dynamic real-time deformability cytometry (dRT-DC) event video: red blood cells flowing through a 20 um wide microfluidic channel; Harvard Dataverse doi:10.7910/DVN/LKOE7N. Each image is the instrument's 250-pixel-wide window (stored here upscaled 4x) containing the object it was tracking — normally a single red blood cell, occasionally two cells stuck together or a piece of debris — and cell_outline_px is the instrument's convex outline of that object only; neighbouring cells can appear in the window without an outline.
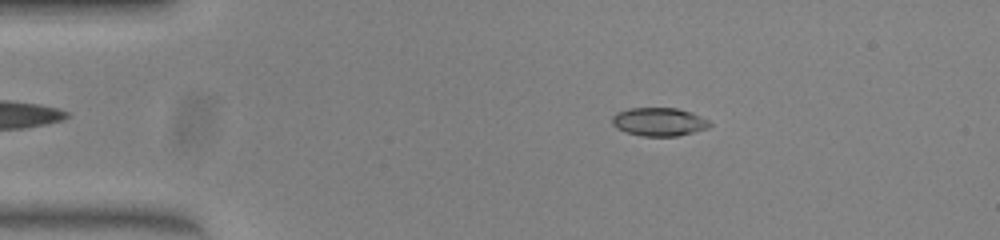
{"species": "common noctule bat (a hibernating species)", "species_latin": "Nyctalus noctula", "temperature_condition": "warm", "stored_images_in_passage": 41, "camera_frame_rate_fps": 3000, "um_per_image_px": 0.085, "animal": {"sex": "female", "body_mass_g": 23.0, "forearm_length_mm": 53.4}, "frame": {"image": 1, "passage_image": 7, "time_ms": 2.0, "image_size_px": [1000, 240], "cell_outline_px": [[712, 124], [708, 128], [676, 136], [644, 136], [628, 132], [616, 128], [612, 124], [612, 116], [616, 112], [628, 108], [676, 108], [692, 112], [708, 120]], "centroid_in_image_um": [56.0, 10.34], "position_along_channel_um": 29.0, "area_um2": 16.07}}
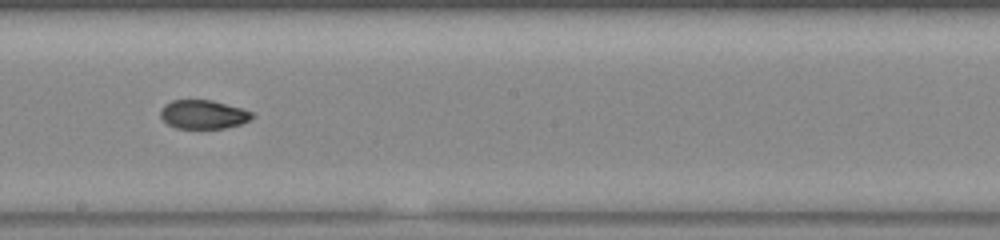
{"frame": {"image": 2, "passage_image": 26, "time_ms": 8.333, "image_size_px": [1000, 240], "cell_outline_px": [[256, 116], [240, 124], [224, 128], [176, 128], [168, 124], [160, 116], [160, 108], [164, 104], [172, 100], [212, 100], [240, 108], [252, 112]], "centroid_in_image_um": [17.25, 9.72], "position_along_channel_um": 230.9, "area_um2": 15.32}}
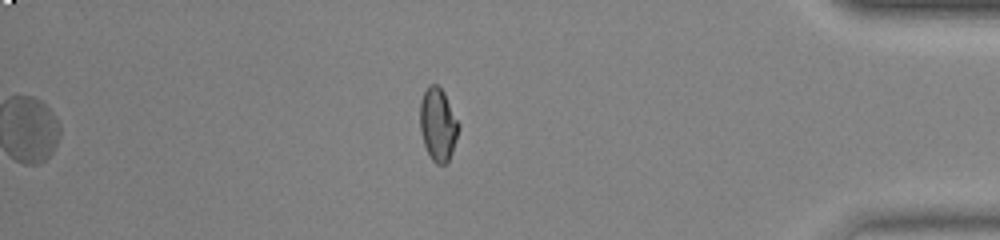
{"frame": {"image": 3, "passage_image": 41, "time_ms": 13.333, "image_size_px": [1000, 240], "cell_outline_px": [[460, 128], [448, 160], [444, 164], [436, 164], [432, 160], [424, 144], [420, 128], [420, 100], [428, 84], [436, 84], [444, 92], [460, 124]], "centroid_in_image_um": [37.22, 10.54], "position_along_channel_um": 398.0, "area_um2": 16.3}, "authors_computed_cell_mechanics": {"area_um2": 16.0684, "velocity_mm_per_s": 4.0755, "shape_relaxation_time_tau1_ms": null, "shape_relaxation_time_tau2_ms": 3.0399, "deformation_change_tau1": null, "deformation_change_tau2": 0.0633}}